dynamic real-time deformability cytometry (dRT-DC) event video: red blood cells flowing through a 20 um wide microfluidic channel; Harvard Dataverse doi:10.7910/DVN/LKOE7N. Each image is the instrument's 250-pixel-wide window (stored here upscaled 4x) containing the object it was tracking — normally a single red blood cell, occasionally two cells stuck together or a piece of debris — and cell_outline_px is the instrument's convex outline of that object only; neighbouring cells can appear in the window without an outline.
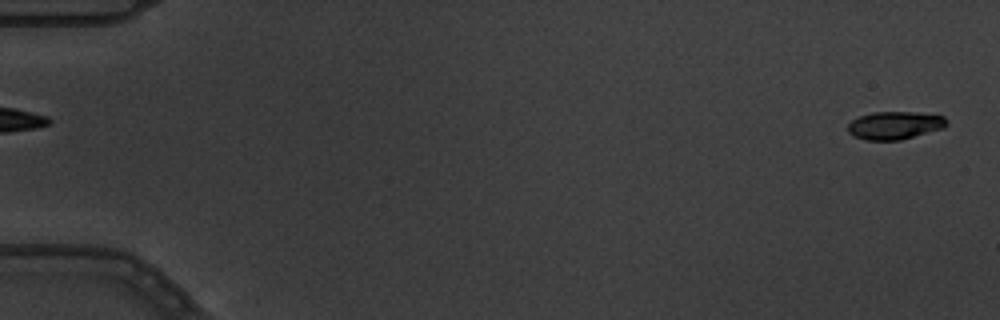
{"species": "common noctule bat (a hibernating species)", "species_latin": "Nyctalus noctula", "temperature_condition": "warm", "stored_images_in_passage": 4, "segment_of_instrument_passage": [2, 2], "camera_frame_rate_fps": 3000, "um_per_image_px": 0.085, "animal": {"sex": "male", "body_mass_g": 19.5, "forearm_length_mm": 54.6}, "frame": {"image": 1, "passage_image": 4, "time_ms": 1.0, "image_size_px": [1000, 320], "cell_outline_px": [[948, 124], [944, 128], [900, 140], [868, 140], [852, 136], [848, 132], [848, 124], [852, 120], [860, 116], [872, 112], [916, 112], [944, 116], [948, 120]], "centroid_in_image_um": [76.07, 10.65], "position_along_channel_um": 8.9, "area_um2": 16.13}}